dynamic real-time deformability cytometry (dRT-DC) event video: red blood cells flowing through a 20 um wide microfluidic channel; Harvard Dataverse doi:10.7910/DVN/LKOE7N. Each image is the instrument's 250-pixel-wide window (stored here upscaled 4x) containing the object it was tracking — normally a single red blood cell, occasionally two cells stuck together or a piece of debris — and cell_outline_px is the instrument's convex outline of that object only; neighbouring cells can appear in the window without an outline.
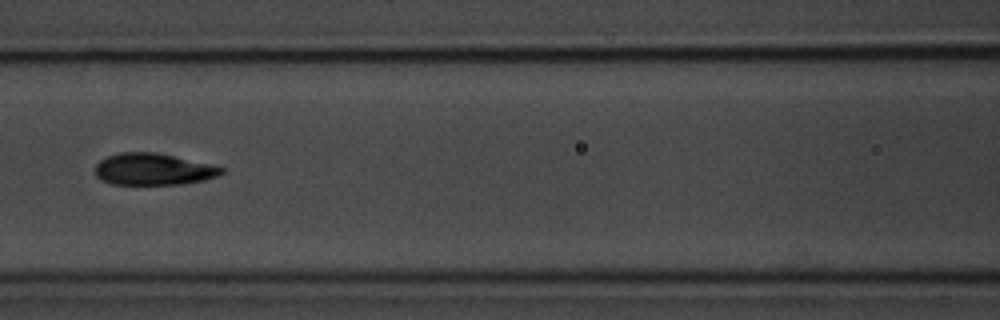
{"species": "common noctule bat (a hibernating species)", "species_latin": "Nyctalus noctula", "temperature_condition": "room temperature", "stored_images_in_passage": 12, "camera_frame_rate_fps": 3000, "um_per_image_px": 0.085, "animal": {"sex": "male", "body_mass_g": 20.1, "forearm_length_mm": 53.5}, "frame": {"image": 1, "passage_image": 6, "time_ms": 6.667, "image_size_px": [1000, 320], "cell_outline_px": [[224, 172], [216, 176], [204, 180], [180, 184], [112, 184], [100, 180], [96, 176], [96, 164], [100, 160], [108, 156], [120, 152], [156, 152], [220, 164], [224, 168]], "centroid_in_image_um": [13.1, 14.37], "position_along_channel_um": 153.5, "area_um2": 23.81}}
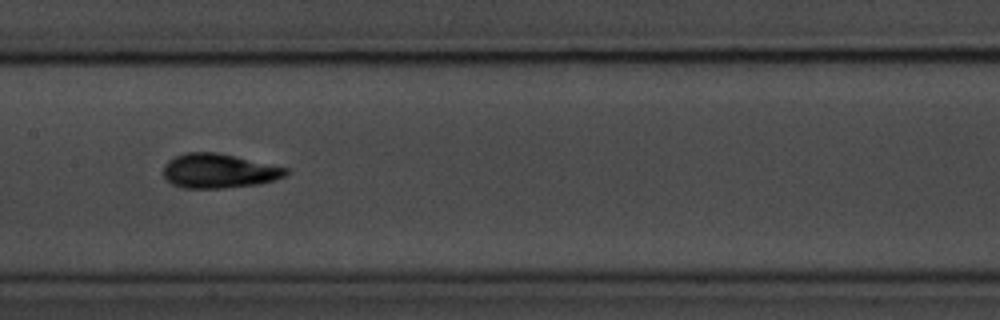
{"frame": {"image": 2, "passage_image": 7, "time_ms": 7.667, "image_size_px": [1000, 320], "cell_outline_px": [[288, 172], [284, 176], [276, 180], [260, 184], [224, 188], [184, 188], [172, 184], [164, 176], [164, 164], [168, 160], [184, 152], [216, 152], [236, 156], [288, 168]], "centroid_in_image_um": [18.61, 14.53], "position_along_channel_um": 188.8, "area_um2": 24.62}}